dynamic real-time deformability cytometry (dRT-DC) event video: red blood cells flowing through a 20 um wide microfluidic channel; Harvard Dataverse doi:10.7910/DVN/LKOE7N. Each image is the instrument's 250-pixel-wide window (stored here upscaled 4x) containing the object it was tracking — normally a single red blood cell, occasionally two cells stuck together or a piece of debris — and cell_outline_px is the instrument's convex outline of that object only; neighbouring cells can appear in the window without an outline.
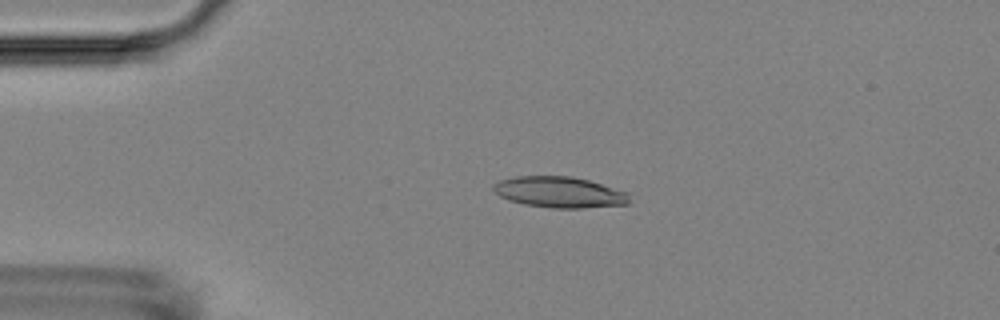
{"species": "Egyptian fruit bat (a non-hibernating species)", "species_latin": "Rousettus aegyptiacus", "temperature_condition": "room temperature", "stored_images_in_passage": 5, "camera_frame_rate_fps": 3000, "um_per_image_px": 0.085, "animal": {"sex": "female"}, "frame": {"image": 1, "passage_image": 4, "time_ms": 3.667, "image_size_px": [1000, 320], "cell_outline_px": [[632, 192], [628, 204], [584, 208], [552, 208], [524, 204], [508, 200], [500, 196], [492, 188], [492, 184], [500, 180], [516, 176], [572, 176], [588, 180]], "centroid_in_image_um": [47.6, 16.33], "position_along_channel_um": 37.4, "area_um2": 24.85}}